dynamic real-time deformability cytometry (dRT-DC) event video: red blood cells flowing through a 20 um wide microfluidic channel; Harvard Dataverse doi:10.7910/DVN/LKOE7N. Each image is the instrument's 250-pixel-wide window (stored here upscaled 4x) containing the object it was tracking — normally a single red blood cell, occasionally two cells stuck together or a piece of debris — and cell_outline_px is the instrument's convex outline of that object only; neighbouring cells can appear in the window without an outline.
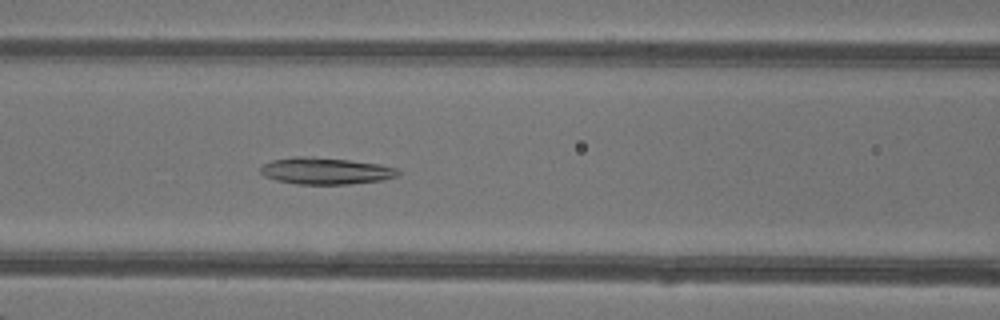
{"species": "common noctule bat (a hibernating species)", "species_latin": "Nyctalus noctula", "temperature_condition": "warm", "stored_images_in_passage": 44, "camera_frame_rate_fps": 3000, "um_per_image_px": 0.085, "animal": {"sex": "female"}, "frame": {"image": 1, "passage_image": 17, "time_ms": 5.333, "image_size_px": [1000, 320], "cell_outline_px": [[400, 172], [396, 176], [380, 180], [348, 184], [296, 184], [276, 180], [264, 176], [260, 172], [260, 168], [264, 164], [272, 160], [292, 156], [304, 156], [348, 160], [380, 164], [396, 168]], "centroid_in_image_um": [27.63, 14.52], "position_along_channel_um": 139.0, "area_um2": 21.27}}
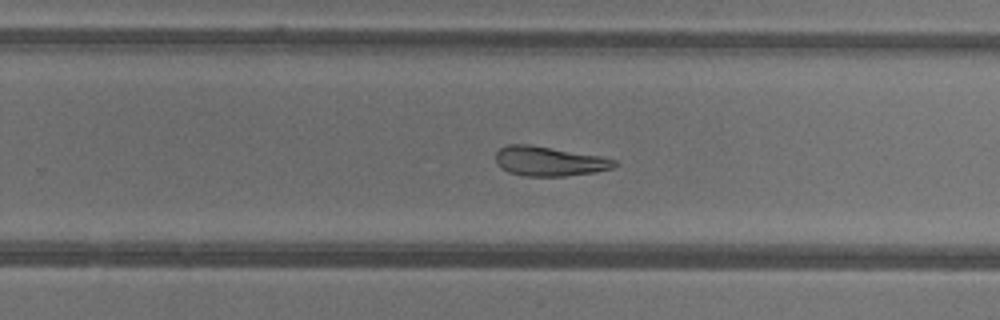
{"frame": {"image": 2, "passage_image": 27, "time_ms": 8.667, "image_size_px": [1000, 320], "cell_outline_px": [[616, 164], [612, 168], [596, 172], [564, 176], [524, 176], [508, 172], [500, 168], [496, 164], [496, 152], [500, 148], [508, 144], [528, 144], [600, 156], [616, 160]], "centroid_in_image_um": [46.63, 13.71], "position_along_channel_um": 283.2, "area_um2": 20.4}}
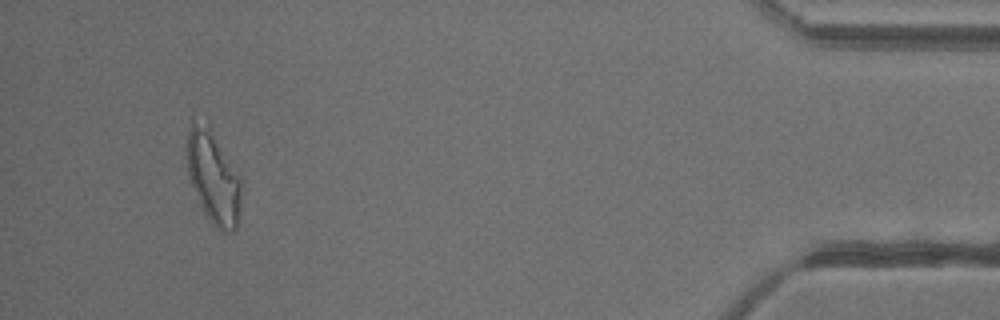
{"frame": {"image": 3, "passage_image": 41, "time_ms": 13.333, "image_size_px": [1000, 320], "cell_outline_px": [[240, 216], [236, 228], [232, 232], [224, 232], [216, 228], [212, 224], [200, 208], [188, 180], [184, 148], [188, 132], [192, 124], [208, 128], [240, 176]], "centroid_in_image_um": [18.09, 15.22], "position_along_channel_um": 417.1, "area_um2": 29.13}, "authors_computed_cell_mechanics": {"area_um2": 23.1778, "velocity_mm_per_s": 4.3435, "shape_relaxation_time_tau1_ms": null, "shape_relaxation_time_tau2_ms": 4.7826, "deformation_change_tau1": null, "deformation_change_tau2": 0.1614}}